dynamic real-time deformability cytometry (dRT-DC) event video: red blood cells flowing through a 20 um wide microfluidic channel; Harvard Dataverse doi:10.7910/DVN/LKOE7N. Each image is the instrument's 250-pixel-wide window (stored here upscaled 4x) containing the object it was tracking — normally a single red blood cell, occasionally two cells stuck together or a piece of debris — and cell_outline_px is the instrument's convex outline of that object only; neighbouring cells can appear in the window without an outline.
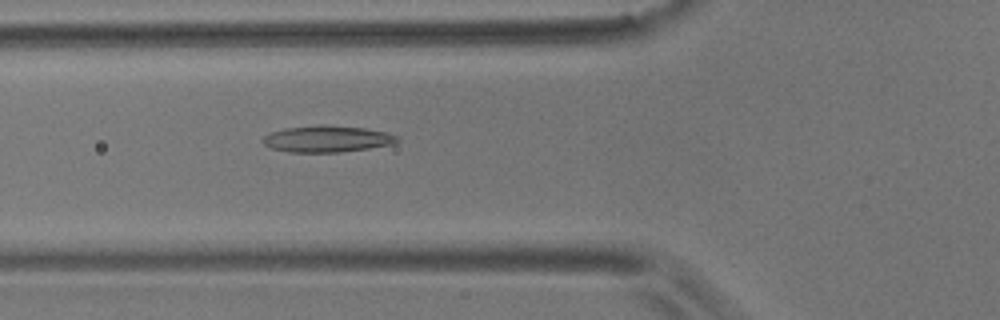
{"species": "common noctule bat (a hibernating species)", "species_latin": "Nyctalus noctula", "temperature_condition": "room temperature", "stored_images_in_passage": 56, "camera_frame_rate_fps": 3000, "um_per_image_px": 0.085, "animal": {"sex": "male", "body_mass_g": 17.9}, "frame": {"image": 1, "passage_image": 20, "time_ms": 6.333, "image_size_px": [1000, 320], "cell_outline_px": [[400, 140], [392, 144], [368, 148], [340, 152], [288, 152], [272, 148], [264, 144], [260, 140], [264, 136], [272, 132], [284, 128], [320, 124], [364, 128], [388, 132], [400, 136]], "centroid_in_image_um": [27.81, 11.8], "position_along_channel_um": 98.0, "area_um2": 20.87}}
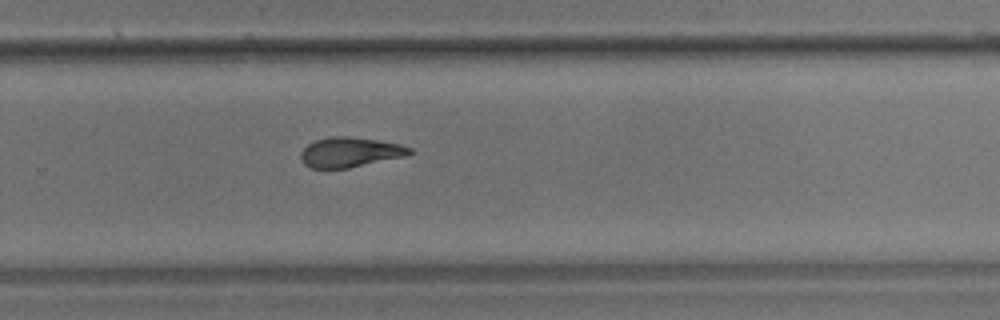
{"frame": {"image": 2, "passage_image": 37, "time_ms": 12.0, "image_size_px": [1000, 320], "cell_outline_px": [[412, 152], [408, 156], [348, 168], [308, 168], [304, 164], [300, 156], [300, 152], [308, 144], [316, 140], [328, 136], [348, 136], [376, 140], [400, 144], [412, 148]], "centroid_in_image_um": [29.75, 12.94], "position_along_channel_um": 300.0, "area_um2": 19.07}}
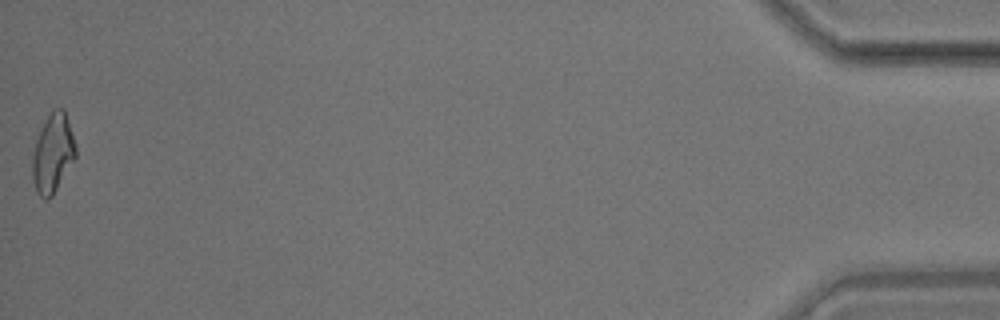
{"frame": {"image": 3, "passage_image": 56, "time_ms": 18.333, "image_size_px": [1000, 320], "cell_outline_px": [[76, 156], [52, 196], [48, 200], [44, 200], [36, 192], [32, 180], [32, 152], [36, 140], [44, 120], [52, 108], [64, 108], [76, 144]], "centroid_in_image_um": [4.47, 13.02], "position_along_channel_um": 430.7, "area_um2": 20.11}, "authors_computed_cell_mechanics": {"area_um2": 19.8543, "velocity_mm_per_s": 3.5654, "shape_relaxation_time_tau1_ms": 10.7359, "shape_relaxation_time_tau2_ms": 3.3649, "deformation_change_tau1": 0.2532, "deformation_change_tau2": 0.1182}}